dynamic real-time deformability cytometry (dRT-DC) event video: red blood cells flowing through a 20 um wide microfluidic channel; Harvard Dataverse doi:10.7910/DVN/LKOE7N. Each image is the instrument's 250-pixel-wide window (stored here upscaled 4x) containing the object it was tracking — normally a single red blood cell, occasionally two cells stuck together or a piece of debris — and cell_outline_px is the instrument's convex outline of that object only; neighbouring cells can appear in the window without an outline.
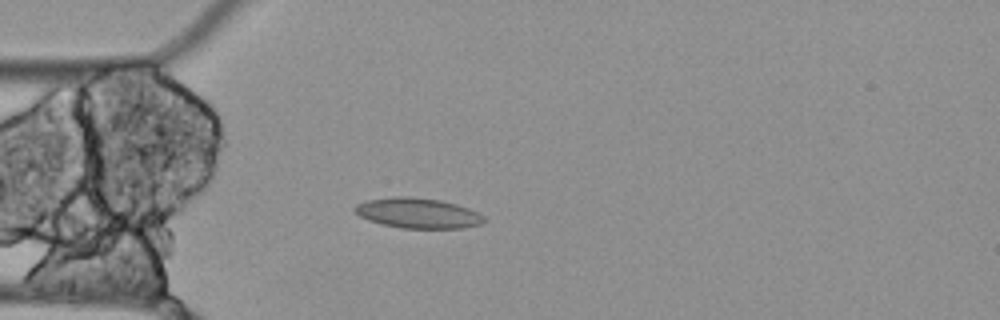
{"species": "Egyptian fruit bat (a non-hibernating species)", "species_latin": "Rousettus aegyptiacus", "temperature_condition": "cold", "stored_images_in_passage": 56, "camera_frame_rate_fps": 3000, "um_per_image_px": 0.085, "animal": {"sex": "female"}, "frame": {"image": 1, "passage_image": 15, "time_ms": 4.667, "image_size_px": [1000, 320], "cell_outline_px": [[484, 224], [460, 228], [404, 228], [384, 224], [368, 220], [360, 216], [352, 208], [356, 204], [368, 200], [392, 196], [408, 196], [440, 200], [456, 204], [468, 208], [484, 216]], "centroid_in_image_um": [35.51, 18.11], "position_along_channel_um": 49.5, "area_um2": 22.66}}
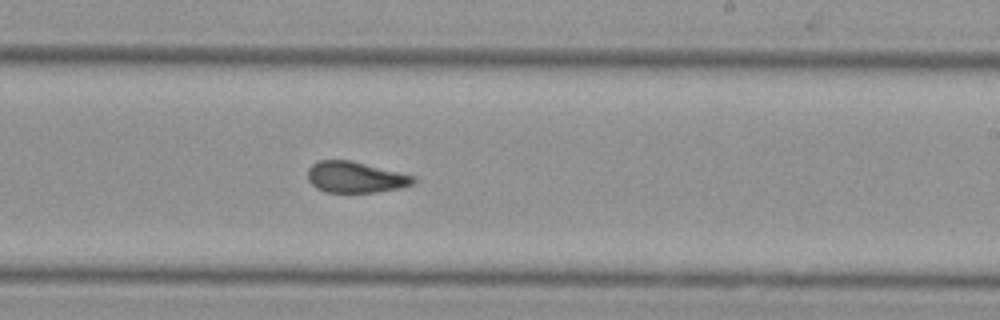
{"frame": {"image": 2, "passage_image": 33, "time_ms": 10.667, "image_size_px": [1000, 320], "cell_outline_px": [[416, 184], [400, 188], [376, 192], [324, 192], [316, 188], [308, 180], [308, 168], [312, 164], [320, 160], [352, 160], [416, 176]], "centroid_in_image_um": [30.24, 15.06], "position_along_channel_um": 258.8, "area_um2": 19.36}}
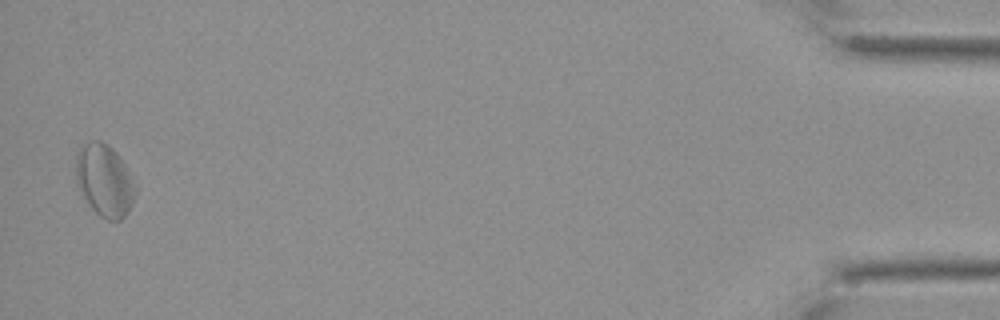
{"frame": {"image": 3, "passage_image": 55, "time_ms": 18.0, "image_size_px": [1000, 320], "cell_outline_px": [[136, 192], [132, 204], [128, 212], [120, 220], [108, 220], [100, 216], [92, 208], [80, 192], [76, 184], [76, 152], [80, 144], [92, 140], [100, 140], [108, 144], [116, 152], [124, 164]], "centroid_in_image_um": [8.83, 15.3], "position_along_channel_um": 426.4, "area_um2": 24.91}}